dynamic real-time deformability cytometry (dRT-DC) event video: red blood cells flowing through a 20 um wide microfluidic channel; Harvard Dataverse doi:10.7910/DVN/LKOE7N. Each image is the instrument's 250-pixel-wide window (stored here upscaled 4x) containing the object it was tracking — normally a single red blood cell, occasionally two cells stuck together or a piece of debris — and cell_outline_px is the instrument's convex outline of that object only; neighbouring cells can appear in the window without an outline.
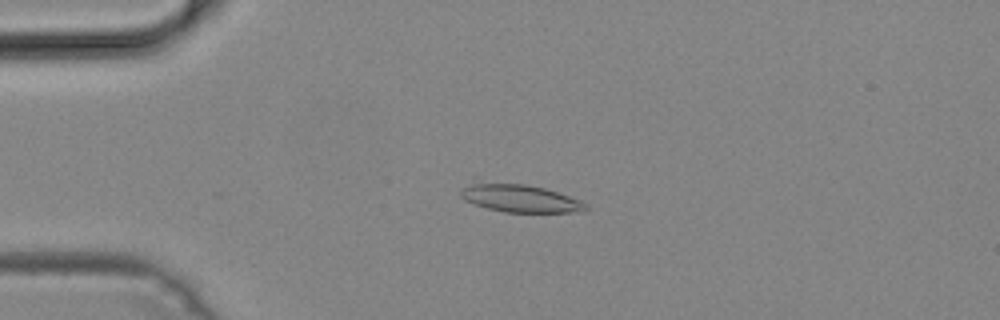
{"species": "common noctule bat (a hibernating species)", "species_latin": "Nyctalus noctula", "temperature_condition": "cold", "stored_images_in_passage": 42, "camera_frame_rate_fps": 3000, "um_per_image_px": 0.085, "animal": {"sex": "male", "body_mass_g": 19.2, "forearm_length_mm": 51.8}, "frame": {"image": 1, "passage_image": 4, "time_ms": 1.0, "image_size_px": [1000, 320], "cell_outline_px": [[588, 208], [584, 212], [504, 212], [488, 208], [464, 200], [460, 196], [460, 188], [472, 176], [524, 184], [544, 188], [580, 200], [588, 204]], "centroid_in_image_um": [44.0, 16.76], "position_along_channel_um": 41.0, "area_um2": 21.56}}
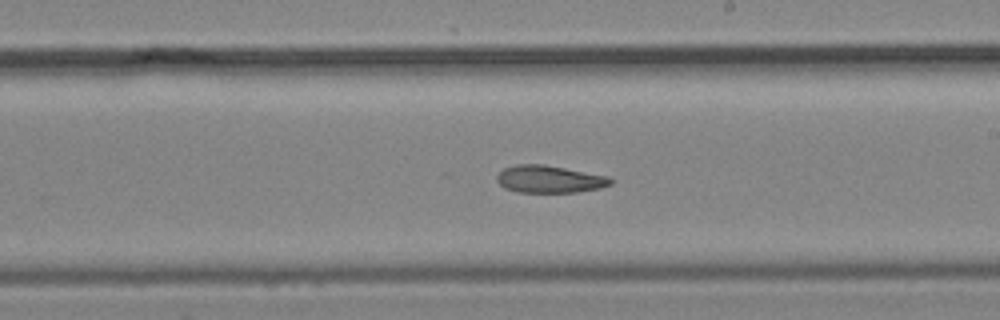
{"frame": {"image": 2, "passage_image": 21, "time_ms": 6.667, "image_size_px": [1000, 320], "cell_outline_px": [[612, 184], [600, 188], [576, 192], [516, 192], [504, 188], [496, 180], [496, 176], [504, 168], [516, 164], [544, 164], [608, 176], [612, 180]], "centroid_in_image_um": [46.68, 15.23], "position_along_channel_um": 242.3, "area_um2": 18.15}}
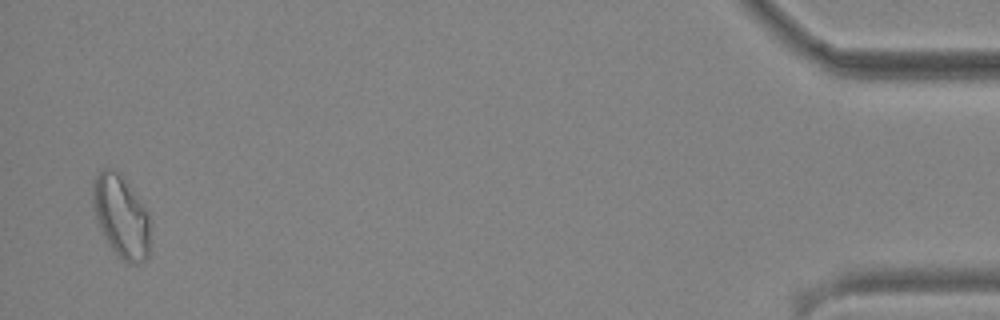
{"frame": {"image": 3, "passage_image": 41, "time_ms": 13.333, "image_size_px": [1000, 320], "cell_outline_px": [[152, 220], [148, 256], [144, 260], [132, 264], [128, 264], [120, 260], [104, 236], [96, 220], [92, 204], [92, 184], [96, 172], [104, 168], [112, 168], [120, 176], [144, 208]], "centroid_in_image_um": [10.28, 18.44], "position_along_channel_um": 424.9, "area_um2": 27.51}}